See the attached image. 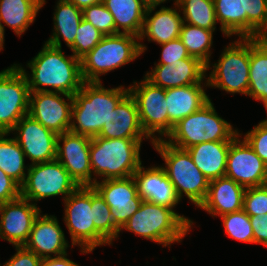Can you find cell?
<instances>
[{"label": "cell", "instance_id": "1", "mask_svg": "<svg viewBox=\"0 0 267 266\" xmlns=\"http://www.w3.org/2000/svg\"><path fill=\"white\" fill-rule=\"evenodd\" d=\"M17 65L27 77L30 92H58L73 96L84 83L80 59L73 54L65 56L61 48L46 42L42 50L28 61L26 66L31 69L30 74Z\"/></svg>", "mask_w": 267, "mask_h": 266}, {"label": "cell", "instance_id": "2", "mask_svg": "<svg viewBox=\"0 0 267 266\" xmlns=\"http://www.w3.org/2000/svg\"><path fill=\"white\" fill-rule=\"evenodd\" d=\"M129 93V88H105L101 82H84L73 95L70 132L98 136L111 112Z\"/></svg>", "mask_w": 267, "mask_h": 266}, {"label": "cell", "instance_id": "3", "mask_svg": "<svg viewBox=\"0 0 267 266\" xmlns=\"http://www.w3.org/2000/svg\"><path fill=\"white\" fill-rule=\"evenodd\" d=\"M192 225V220L176 213L172 208L143 200L140 208L128 219L120 232L127 230L166 247L174 242H181Z\"/></svg>", "mask_w": 267, "mask_h": 266}, {"label": "cell", "instance_id": "4", "mask_svg": "<svg viewBox=\"0 0 267 266\" xmlns=\"http://www.w3.org/2000/svg\"><path fill=\"white\" fill-rule=\"evenodd\" d=\"M142 141L143 139L92 137L90 163L93 176H101V181L133 176L142 164L140 159Z\"/></svg>", "mask_w": 267, "mask_h": 266}, {"label": "cell", "instance_id": "5", "mask_svg": "<svg viewBox=\"0 0 267 266\" xmlns=\"http://www.w3.org/2000/svg\"><path fill=\"white\" fill-rule=\"evenodd\" d=\"M139 37L117 33L104 35L97 46L80 59L84 82H101L100 75L122 67L147 50Z\"/></svg>", "mask_w": 267, "mask_h": 266}, {"label": "cell", "instance_id": "6", "mask_svg": "<svg viewBox=\"0 0 267 266\" xmlns=\"http://www.w3.org/2000/svg\"><path fill=\"white\" fill-rule=\"evenodd\" d=\"M239 133L218 115L210 99L198 111L176 124L166 141L175 147L187 149L203 142L232 141Z\"/></svg>", "mask_w": 267, "mask_h": 266}, {"label": "cell", "instance_id": "7", "mask_svg": "<svg viewBox=\"0 0 267 266\" xmlns=\"http://www.w3.org/2000/svg\"><path fill=\"white\" fill-rule=\"evenodd\" d=\"M152 145L165 161L162 168L178 198L181 200L184 195L198 208L207 195L210 181L194 164L189 152L171 145L166 139L154 141Z\"/></svg>", "mask_w": 267, "mask_h": 266}, {"label": "cell", "instance_id": "8", "mask_svg": "<svg viewBox=\"0 0 267 266\" xmlns=\"http://www.w3.org/2000/svg\"><path fill=\"white\" fill-rule=\"evenodd\" d=\"M91 186H79L64 200V222L71 236L72 247L91 253L98 246L111 243L95 228L91 208Z\"/></svg>", "mask_w": 267, "mask_h": 266}, {"label": "cell", "instance_id": "9", "mask_svg": "<svg viewBox=\"0 0 267 266\" xmlns=\"http://www.w3.org/2000/svg\"><path fill=\"white\" fill-rule=\"evenodd\" d=\"M208 87L226 93L247 95L249 89L250 38H239L223 50L218 63L212 64Z\"/></svg>", "mask_w": 267, "mask_h": 266}, {"label": "cell", "instance_id": "10", "mask_svg": "<svg viewBox=\"0 0 267 266\" xmlns=\"http://www.w3.org/2000/svg\"><path fill=\"white\" fill-rule=\"evenodd\" d=\"M78 187L64 166L54 159L29 165L25 181L21 185V197L37 205L36 201L52 196L63 195L65 200Z\"/></svg>", "mask_w": 267, "mask_h": 266}, {"label": "cell", "instance_id": "11", "mask_svg": "<svg viewBox=\"0 0 267 266\" xmlns=\"http://www.w3.org/2000/svg\"><path fill=\"white\" fill-rule=\"evenodd\" d=\"M128 88L136 102L141 127L151 143L164 139L163 136L167 139L168 111L165 89L152 84L145 77L139 83L134 81Z\"/></svg>", "mask_w": 267, "mask_h": 266}, {"label": "cell", "instance_id": "12", "mask_svg": "<svg viewBox=\"0 0 267 266\" xmlns=\"http://www.w3.org/2000/svg\"><path fill=\"white\" fill-rule=\"evenodd\" d=\"M29 97L27 77L17 64L0 72V132L11 133L28 114Z\"/></svg>", "mask_w": 267, "mask_h": 266}, {"label": "cell", "instance_id": "13", "mask_svg": "<svg viewBox=\"0 0 267 266\" xmlns=\"http://www.w3.org/2000/svg\"><path fill=\"white\" fill-rule=\"evenodd\" d=\"M240 135L231 141L225 176L245 189L267 184L266 164Z\"/></svg>", "mask_w": 267, "mask_h": 266}, {"label": "cell", "instance_id": "14", "mask_svg": "<svg viewBox=\"0 0 267 266\" xmlns=\"http://www.w3.org/2000/svg\"><path fill=\"white\" fill-rule=\"evenodd\" d=\"M90 142L91 137L70 131L57 137L56 159L79 186H92L97 181L92 178Z\"/></svg>", "mask_w": 267, "mask_h": 266}, {"label": "cell", "instance_id": "15", "mask_svg": "<svg viewBox=\"0 0 267 266\" xmlns=\"http://www.w3.org/2000/svg\"><path fill=\"white\" fill-rule=\"evenodd\" d=\"M66 97V100L63 96ZM73 96L58 92H30L28 114L57 135L71 126Z\"/></svg>", "mask_w": 267, "mask_h": 266}, {"label": "cell", "instance_id": "16", "mask_svg": "<svg viewBox=\"0 0 267 266\" xmlns=\"http://www.w3.org/2000/svg\"><path fill=\"white\" fill-rule=\"evenodd\" d=\"M92 187L111 208L113 222L121 229L140 208L143 199L138 195L133 176L96 181Z\"/></svg>", "mask_w": 267, "mask_h": 266}, {"label": "cell", "instance_id": "17", "mask_svg": "<svg viewBox=\"0 0 267 266\" xmlns=\"http://www.w3.org/2000/svg\"><path fill=\"white\" fill-rule=\"evenodd\" d=\"M30 164L56 159L57 137L29 114L23 116L11 130ZM16 132V133H15Z\"/></svg>", "mask_w": 267, "mask_h": 266}, {"label": "cell", "instance_id": "18", "mask_svg": "<svg viewBox=\"0 0 267 266\" xmlns=\"http://www.w3.org/2000/svg\"><path fill=\"white\" fill-rule=\"evenodd\" d=\"M41 212L36 204L21 196L0 204V238L14 247L24 246Z\"/></svg>", "mask_w": 267, "mask_h": 266}, {"label": "cell", "instance_id": "19", "mask_svg": "<svg viewBox=\"0 0 267 266\" xmlns=\"http://www.w3.org/2000/svg\"><path fill=\"white\" fill-rule=\"evenodd\" d=\"M206 65L198 58L188 57L171 65H155L144 76L152 84L161 88L169 89L203 83L206 75Z\"/></svg>", "mask_w": 267, "mask_h": 266}, {"label": "cell", "instance_id": "20", "mask_svg": "<svg viewBox=\"0 0 267 266\" xmlns=\"http://www.w3.org/2000/svg\"><path fill=\"white\" fill-rule=\"evenodd\" d=\"M24 247L43 259L66 254L69 244L57 217L40 213L34 221Z\"/></svg>", "mask_w": 267, "mask_h": 266}, {"label": "cell", "instance_id": "21", "mask_svg": "<svg viewBox=\"0 0 267 266\" xmlns=\"http://www.w3.org/2000/svg\"><path fill=\"white\" fill-rule=\"evenodd\" d=\"M133 177L143 200L172 209L179 204L180 199L162 166L145 169L141 164Z\"/></svg>", "mask_w": 267, "mask_h": 266}, {"label": "cell", "instance_id": "22", "mask_svg": "<svg viewBox=\"0 0 267 266\" xmlns=\"http://www.w3.org/2000/svg\"><path fill=\"white\" fill-rule=\"evenodd\" d=\"M98 137L106 139H150L141 127L137 105L130 93L111 112Z\"/></svg>", "mask_w": 267, "mask_h": 266}, {"label": "cell", "instance_id": "23", "mask_svg": "<svg viewBox=\"0 0 267 266\" xmlns=\"http://www.w3.org/2000/svg\"><path fill=\"white\" fill-rule=\"evenodd\" d=\"M205 87L208 84H193L165 90L168 111V135L174 126L188 115L198 111L209 100Z\"/></svg>", "mask_w": 267, "mask_h": 266}, {"label": "cell", "instance_id": "24", "mask_svg": "<svg viewBox=\"0 0 267 266\" xmlns=\"http://www.w3.org/2000/svg\"><path fill=\"white\" fill-rule=\"evenodd\" d=\"M245 188L226 176L209 183L207 195L198 208L212 215L222 216L243 209Z\"/></svg>", "mask_w": 267, "mask_h": 266}, {"label": "cell", "instance_id": "25", "mask_svg": "<svg viewBox=\"0 0 267 266\" xmlns=\"http://www.w3.org/2000/svg\"><path fill=\"white\" fill-rule=\"evenodd\" d=\"M174 4L175 8L162 6L153 15L156 7L147 8L139 42L147 37L148 41L161 45L179 38L184 20L177 12L178 5Z\"/></svg>", "mask_w": 267, "mask_h": 266}, {"label": "cell", "instance_id": "26", "mask_svg": "<svg viewBox=\"0 0 267 266\" xmlns=\"http://www.w3.org/2000/svg\"><path fill=\"white\" fill-rule=\"evenodd\" d=\"M230 144L231 141H209L186 150L197 168L211 181L225 176Z\"/></svg>", "mask_w": 267, "mask_h": 266}, {"label": "cell", "instance_id": "27", "mask_svg": "<svg viewBox=\"0 0 267 266\" xmlns=\"http://www.w3.org/2000/svg\"><path fill=\"white\" fill-rule=\"evenodd\" d=\"M247 96L267 109V39L250 38L249 89Z\"/></svg>", "mask_w": 267, "mask_h": 266}, {"label": "cell", "instance_id": "28", "mask_svg": "<svg viewBox=\"0 0 267 266\" xmlns=\"http://www.w3.org/2000/svg\"><path fill=\"white\" fill-rule=\"evenodd\" d=\"M103 3L114 18L116 34L140 36L147 10L140 0H103Z\"/></svg>", "mask_w": 267, "mask_h": 266}, {"label": "cell", "instance_id": "29", "mask_svg": "<svg viewBox=\"0 0 267 266\" xmlns=\"http://www.w3.org/2000/svg\"><path fill=\"white\" fill-rule=\"evenodd\" d=\"M46 0H0V23L10 27L19 37L33 24Z\"/></svg>", "mask_w": 267, "mask_h": 266}, {"label": "cell", "instance_id": "30", "mask_svg": "<svg viewBox=\"0 0 267 266\" xmlns=\"http://www.w3.org/2000/svg\"><path fill=\"white\" fill-rule=\"evenodd\" d=\"M53 16L54 30L46 43L61 47V38L70 47L77 35V29L83 19L82 10L69 0H58Z\"/></svg>", "mask_w": 267, "mask_h": 266}, {"label": "cell", "instance_id": "31", "mask_svg": "<svg viewBox=\"0 0 267 266\" xmlns=\"http://www.w3.org/2000/svg\"><path fill=\"white\" fill-rule=\"evenodd\" d=\"M9 134L0 132V169L21 186L29 165H25V154L15 138L6 137Z\"/></svg>", "mask_w": 267, "mask_h": 266}, {"label": "cell", "instance_id": "32", "mask_svg": "<svg viewBox=\"0 0 267 266\" xmlns=\"http://www.w3.org/2000/svg\"><path fill=\"white\" fill-rule=\"evenodd\" d=\"M188 23H183L179 39L187 48L190 56L198 58L206 65V71L211 69L210 56L213 45V32Z\"/></svg>", "mask_w": 267, "mask_h": 266}, {"label": "cell", "instance_id": "33", "mask_svg": "<svg viewBox=\"0 0 267 266\" xmlns=\"http://www.w3.org/2000/svg\"><path fill=\"white\" fill-rule=\"evenodd\" d=\"M185 23L208 30L216 29L214 0H174ZM181 9V10H180Z\"/></svg>", "mask_w": 267, "mask_h": 266}, {"label": "cell", "instance_id": "34", "mask_svg": "<svg viewBox=\"0 0 267 266\" xmlns=\"http://www.w3.org/2000/svg\"><path fill=\"white\" fill-rule=\"evenodd\" d=\"M217 23L226 36L243 38V2L242 0H214Z\"/></svg>", "mask_w": 267, "mask_h": 266}, {"label": "cell", "instance_id": "35", "mask_svg": "<svg viewBox=\"0 0 267 266\" xmlns=\"http://www.w3.org/2000/svg\"><path fill=\"white\" fill-rule=\"evenodd\" d=\"M243 38L267 35V0H242Z\"/></svg>", "mask_w": 267, "mask_h": 266}, {"label": "cell", "instance_id": "36", "mask_svg": "<svg viewBox=\"0 0 267 266\" xmlns=\"http://www.w3.org/2000/svg\"><path fill=\"white\" fill-rule=\"evenodd\" d=\"M91 208L95 228L111 243L119 237L120 228L113 222L111 208L91 186Z\"/></svg>", "mask_w": 267, "mask_h": 266}, {"label": "cell", "instance_id": "37", "mask_svg": "<svg viewBox=\"0 0 267 266\" xmlns=\"http://www.w3.org/2000/svg\"><path fill=\"white\" fill-rule=\"evenodd\" d=\"M225 233L240 242L254 243L253 229L249 215L242 209L221 216Z\"/></svg>", "mask_w": 267, "mask_h": 266}, {"label": "cell", "instance_id": "38", "mask_svg": "<svg viewBox=\"0 0 267 266\" xmlns=\"http://www.w3.org/2000/svg\"><path fill=\"white\" fill-rule=\"evenodd\" d=\"M103 37L104 34L102 32L96 29L88 21L82 19L77 29L74 43L69 48L75 57L81 59L94 49Z\"/></svg>", "mask_w": 267, "mask_h": 266}, {"label": "cell", "instance_id": "39", "mask_svg": "<svg viewBox=\"0 0 267 266\" xmlns=\"http://www.w3.org/2000/svg\"><path fill=\"white\" fill-rule=\"evenodd\" d=\"M82 17L104 35L116 34L114 18L103 2L84 8Z\"/></svg>", "mask_w": 267, "mask_h": 266}, {"label": "cell", "instance_id": "40", "mask_svg": "<svg viewBox=\"0 0 267 266\" xmlns=\"http://www.w3.org/2000/svg\"><path fill=\"white\" fill-rule=\"evenodd\" d=\"M243 210L249 216L267 213V184L245 189Z\"/></svg>", "mask_w": 267, "mask_h": 266}, {"label": "cell", "instance_id": "41", "mask_svg": "<svg viewBox=\"0 0 267 266\" xmlns=\"http://www.w3.org/2000/svg\"><path fill=\"white\" fill-rule=\"evenodd\" d=\"M244 139L267 166V119L258 123L251 131H248Z\"/></svg>", "mask_w": 267, "mask_h": 266}, {"label": "cell", "instance_id": "42", "mask_svg": "<svg viewBox=\"0 0 267 266\" xmlns=\"http://www.w3.org/2000/svg\"><path fill=\"white\" fill-rule=\"evenodd\" d=\"M160 46H162L161 59L158 60L159 63H154V65H171V63L180 62V60L192 57L179 38Z\"/></svg>", "mask_w": 267, "mask_h": 266}, {"label": "cell", "instance_id": "43", "mask_svg": "<svg viewBox=\"0 0 267 266\" xmlns=\"http://www.w3.org/2000/svg\"><path fill=\"white\" fill-rule=\"evenodd\" d=\"M16 253L3 266H40L41 258L24 246H15ZM1 266V264H0Z\"/></svg>", "mask_w": 267, "mask_h": 266}, {"label": "cell", "instance_id": "44", "mask_svg": "<svg viewBox=\"0 0 267 266\" xmlns=\"http://www.w3.org/2000/svg\"><path fill=\"white\" fill-rule=\"evenodd\" d=\"M21 196V186L0 169V204Z\"/></svg>", "mask_w": 267, "mask_h": 266}, {"label": "cell", "instance_id": "45", "mask_svg": "<svg viewBox=\"0 0 267 266\" xmlns=\"http://www.w3.org/2000/svg\"><path fill=\"white\" fill-rule=\"evenodd\" d=\"M253 229L254 244L267 246V213L257 216H249Z\"/></svg>", "mask_w": 267, "mask_h": 266}, {"label": "cell", "instance_id": "46", "mask_svg": "<svg viewBox=\"0 0 267 266\" xmlns=\"http://www.w3.org/2000/svg\"><path fill=\"white\" fill-rule=\"evenodd\" d=\"M67 253L58 257H49L41 259L40 266H80L67 258Z\"/></svg>", "mask_w": 267, "mask_h": 266}, {"label": "cell", "instance_id": "47", "mask_svg": "<svg viewBox=\"0 0 267 266\" xmlns=\"http://www.w3.org/2000/svg\"><path fill=\"white\" fill-rule=\"evenodd\" d=\"M69 1L72 2L77 8L81 10L91 5L103 2V0H69Z\"/></svg>", "mask_w": 267, "mask_h": 266}, {"label": "cell", "instance_id": "48", "mask_svg": "<svg viewBox=\"0 0 267 266\" xmlns=\"http://www.w3.org/2000/svg\"><path fill=\"white\" fill-rule=\"evenodd\" d=\"M5 34V27L2 23H0V51L3 50L4 46V35Z\"/></svg>", "mask_w": 267, "mask_h": 266}]
</instances>
